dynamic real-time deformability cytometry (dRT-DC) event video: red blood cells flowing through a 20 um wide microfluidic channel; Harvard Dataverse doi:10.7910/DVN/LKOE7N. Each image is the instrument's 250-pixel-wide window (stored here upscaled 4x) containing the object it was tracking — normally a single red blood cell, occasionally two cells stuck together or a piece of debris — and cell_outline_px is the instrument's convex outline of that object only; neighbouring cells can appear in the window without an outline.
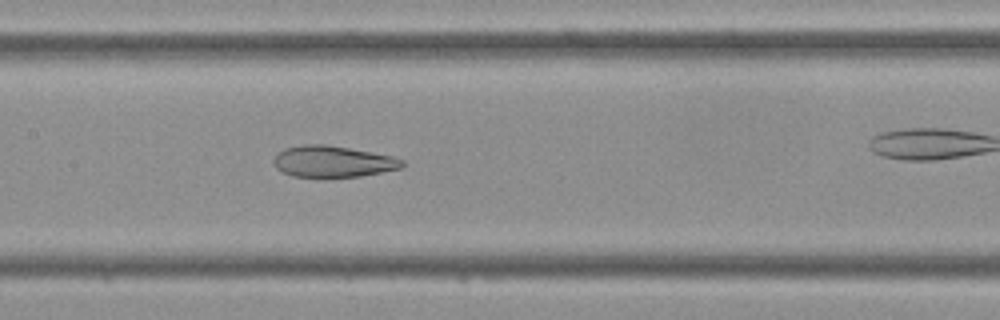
{"species": "Egyptian fruit bat (a non-hibernating species)", "species_latin": "Rousettus aegyptiacus", "temperature_condition": "cold", "stored_images_in_passage": 35, "camera_frame_rate_fps": 3000, "um_per_image_px": 0.085, "frame": {"image": 1, "passage_image": 20, "time_ms": 6.333, "image_size_px": [1000, 320], "cell_outline_px": [[404, 164], [400, 168], [360, 176], [292, 176], [276, 168], [272, 160], [284, 148], [304, 144], [324, 144], [372, 152], [392, 156], [404, 160]], "centroid_in_image_um": [28.28, 13.71], "position_along_channel_um": 179.1, "area_um2": 23.06}}
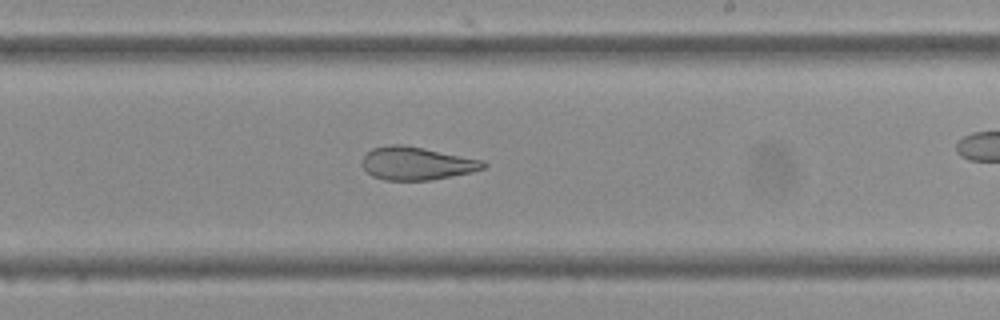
{"frame": {"image": 2, "passage_image": 25, "time_ms": 8.0, "image_size_px": [1000, 320], "cell_outline_px": [[488, 164], [484, 168], [472, 172], [432, 180], [384, 180], [372, 176], [364, 168], [364, 156], [372, 148], [388, 144], [404, 144], [484, 160]], "centroid_in_image_um": [35.45, 13.88], "position_along_channel_um": 253.6, "area_um2": 23.35}}